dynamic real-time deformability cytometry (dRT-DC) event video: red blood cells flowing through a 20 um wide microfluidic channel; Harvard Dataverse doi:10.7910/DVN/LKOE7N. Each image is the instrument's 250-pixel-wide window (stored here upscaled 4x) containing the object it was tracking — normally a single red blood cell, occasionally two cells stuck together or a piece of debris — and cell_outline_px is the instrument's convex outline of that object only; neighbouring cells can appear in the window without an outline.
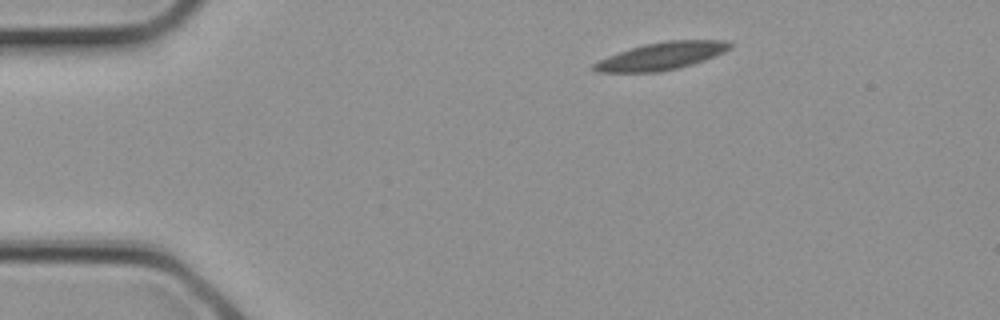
{"species": "common noctule bat (a hibernating species)", "species_latin": "Nyctalus noctula", "temperature_condition": "cold", "stored_images_in_passage": 2, "camera_frame_rate_fps": 3000, "um_per_image_px": 0.085, "animal": {"sex": "female", "body_mass_g": 21.9}, "frame": {"image": 1, "passage_image": 1, "time_ms": 0.0, "image_size_px": [1000, 320], "cell_outline_px": [[732, 48], [724, 52], [704, 60], [692, 64], [660, 72], [596, 72], [588, 68], [592, 64], [608, 56], [644, 44], [664, 40], [728, 40], [732, 44]], "centroid_in_image_um": [56.22, 4.76], "position_along_channel_um": 28.8, "area_um2": 21.79}}